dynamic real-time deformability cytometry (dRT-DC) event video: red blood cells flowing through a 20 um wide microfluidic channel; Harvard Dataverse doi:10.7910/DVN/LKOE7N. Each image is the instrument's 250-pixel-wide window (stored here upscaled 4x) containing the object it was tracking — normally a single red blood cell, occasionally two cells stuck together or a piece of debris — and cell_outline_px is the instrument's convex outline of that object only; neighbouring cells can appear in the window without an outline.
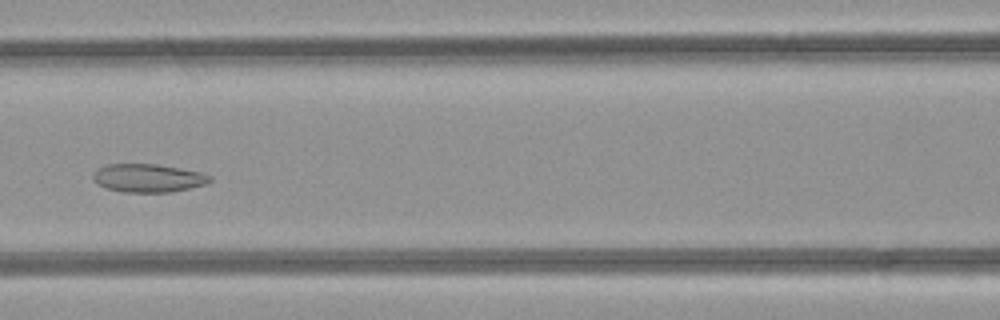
{"species": "common noctule bat (a hibernating species)", "species_latin": "Nyctalus noctula", "temperature_condition": "room temperature", "stored_images_in_passage": 49, "camera_frame_rate_fps": 3000, "um_per_image_px": 0.085, "animal": {"sex": "female", "body_mass_g": 21.9}, "frame": {"image": 1, "passage_image": 21, "time_ms": 6.667, "image_size_px": [1000, 320], "cell_outline_px": [[212, 180], [204, 184], [172, 192], [124, 192], [104, 188], [92, 180], [92, 176], [100, 168], [108, 164], [156, 164], [180, 168], [200, 172], [212, 176]], "centroid_in_image_um": [12.58, 15.14], "position_along_channel_um": 154.0, "area_um2": 19.13}}
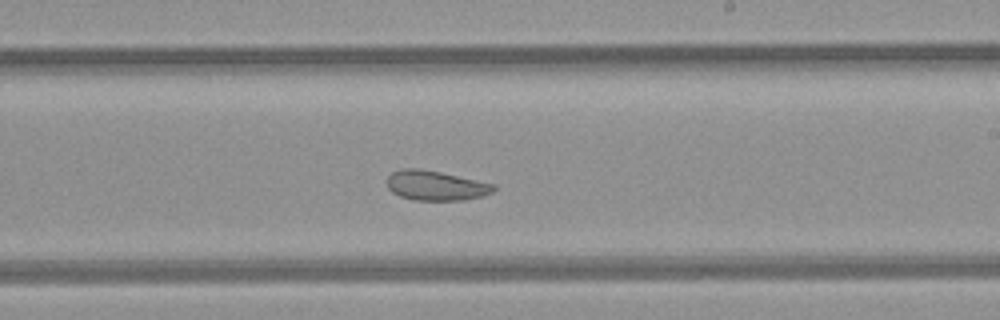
{"frame": {"image": 2, "passage_image": 28, "time_ms": 9.0, "image_size_px": [1000, 320], "cell_outline_px": [[496, 188], [492, 192], [484, 196], [464, 200], [412, 200], [400, 196], [392, 192], [388, 188], [384, 180], [392, 172], [400, 168], [420, 168], [440, 172], [496, 184]], "centroid_in_image_um": [37.01, 15.77], "position_along_channel_um": 252.0, "area_um2": 18.79}}
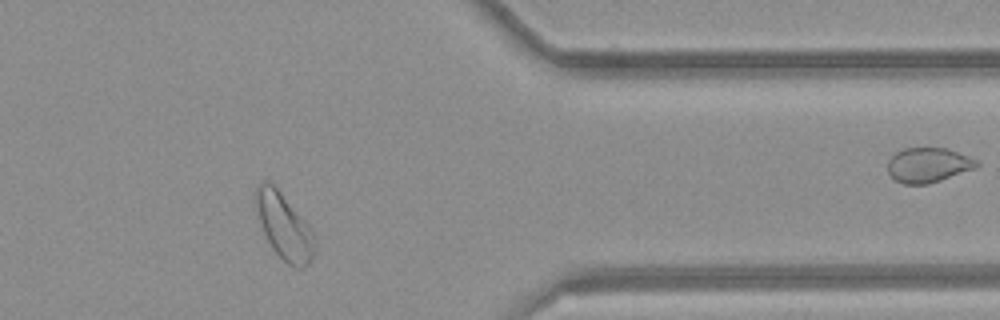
{"frame": {"image": 3, "passage_image": 39, "time_ms": 12.667, "image_size_px": [1000, 320], "cell_outline_px": [[316, 252], [312, 260], [304, 268], [292, 268], [272, 248], [260, 224], [256, 212], [256, 188], [264, 180], [268, 180], [280, 192], [312, 228], [316, 236]], "centroid_in_image_um": [24.2, 19.29], "position_along_channel_um": 387.2, "area_um2": 22.72}, "authors_computed_cell_mechanics": {"area_um2": 24.0448, "velocity_mm_per_s": 4.2134, "shape_relaxation_time_tau1_ms": null, "shape_relaxation_time_tau2_ms": 1.7825, "deformation_change_tau1": null, "deformation_change_tau2": 0.0677}}